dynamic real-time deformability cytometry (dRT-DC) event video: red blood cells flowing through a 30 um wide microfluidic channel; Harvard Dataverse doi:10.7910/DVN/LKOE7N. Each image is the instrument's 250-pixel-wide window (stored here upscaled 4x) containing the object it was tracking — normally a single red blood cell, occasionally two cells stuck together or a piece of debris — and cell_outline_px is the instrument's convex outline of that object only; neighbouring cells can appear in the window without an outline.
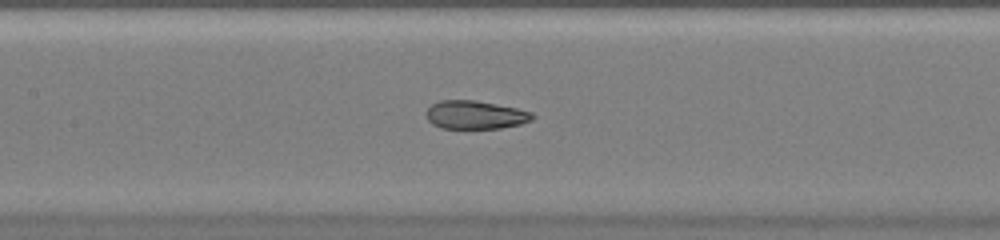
{"species": "common noctule bat (a hibernating species)", "species_latin": "Nyctalus noctula", "temperature_condition": "warm", "stored_images_in_passage": 46, "camera_frame_rate_fps": 3000, "um_per_image_px": 0.085, "animal": {"sex": "female", "body_mass_g": 20.0, "forearm_length_mm": 54.0}, "frame": {"image": 1, "passage_image": 22, "time_ms": 7.0, "image_size_px": [1000, 240], "cell_outline_px": [[536, 116], [532, 120], [520, 124], [500, 128], [440, 128], [432, 124], [428, 120], [424, 112], [432, 104], [440, 100], [476, 100], [516, 108], [532, 112]], "centroid_in_image_um": [40.38, 9.76], "position_along_channel_um": 167.0, "area_um2": 17.63}}
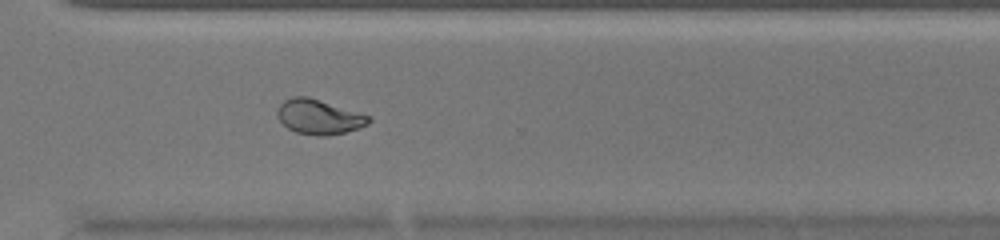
{"frame": {"image": 2, "passage_image": 34, "time_ms": 11.0, "image_size_px": [1000, 240], "cell_outline_px": [[372, 120], [368, 124], [360, 128], [344, 132], [324, 136], [316, 136], [296, 132], [288, 128], [276, 116], [276, 108], [284, 100], [292, 96], [308, 96], [372, 116]], "centroid_in_image_um": [27.11, 9.92], "position_along_channel_um": 343.5, "area_um2": 18.73}}
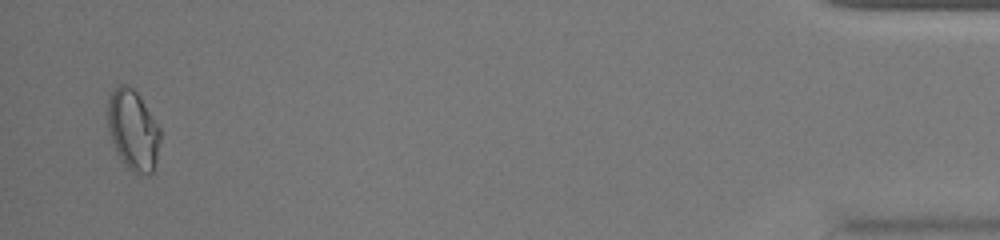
{"frame": {"image": 3, "passage_image": 45, "time_ms": 14.667, "image_size_px": [1000, 240], "cell_outline_px": [[160, 140], [156, 164], [152, 172], [132, 172], [120, 160], [116, 152], [108, 128], [108, 100], [112, 92], [120, 84], [128, 84], [140, 96], [160, 128]], "centroid_in_image_um": [11.31, 11.04], "position_along_channel_um": 423.9, "area_um2": 24.39}}